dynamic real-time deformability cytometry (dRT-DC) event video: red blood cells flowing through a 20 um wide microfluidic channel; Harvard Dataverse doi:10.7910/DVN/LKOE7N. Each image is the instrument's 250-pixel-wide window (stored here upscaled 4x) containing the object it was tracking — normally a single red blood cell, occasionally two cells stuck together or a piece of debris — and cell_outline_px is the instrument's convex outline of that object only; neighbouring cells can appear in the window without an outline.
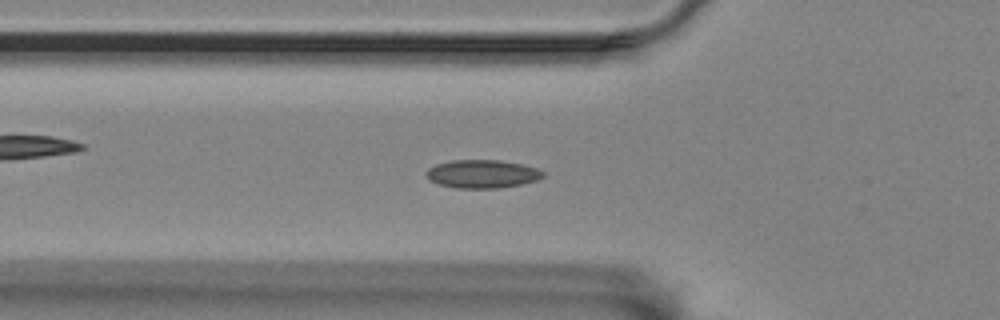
{"species": "Egyptian fruit bat (a non-hibernating species)", "species_latin": "Rousettus aegyptiacus", "temperature_condition": "room temperature", "stored_images_in_passage": 40, "camera_frame_rate_fps": 3000, "um_per_image_px": 0.085, "animal": {"sex": "female"}, "frame": {"image": 1, "passage_image": 5, "time_ms": 1.333, "image_size_px": [1000, 320], "cell_outline_px": [[544, 176], [536, 180], [520, 184], [500, 188], [456, 188], [440, 184], [432, 180], [424, 172], [428, 168], [436, 164], [452, 160], [500, 160], [520, 164], [536, 168], [544, 172]], "centroid_in_image_um": [40.99, 14.78], "position_along_channel_um": 84.8, "area_um2": 19.02}}
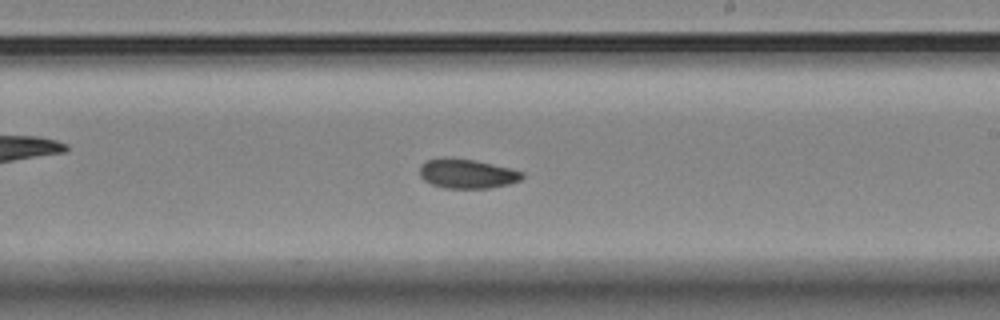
{"frame": {"image": 2, "passage_image": 19, "time_ms": 6.0, "image_size_px": [1000, 320], "cell_outline_px": [[524, 176], [520, 180], [508, 184], [488, 188], [444, 188], [432, 184], [424, 180], [420, 176], [420, 164], [428, 160], [444, 156], [448, 156], [476, 160], [524, 172]], "centroid_in_image_um": [39.66, 14.74], "position_along_channel_um": 249.3, "area_um2": 17.69}}
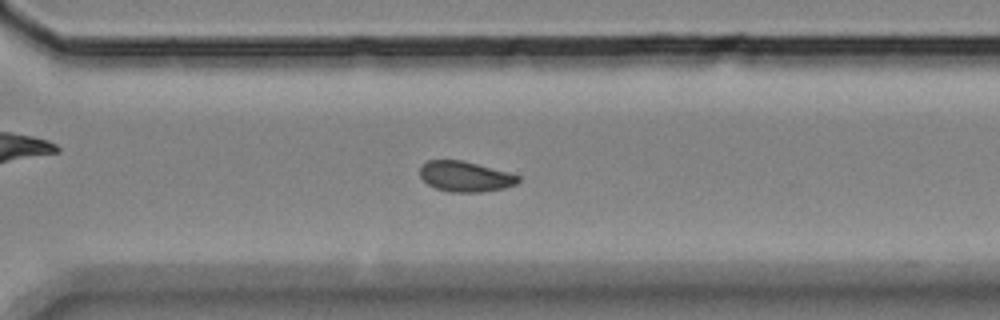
{"frame": {"image": 3, "passage_image": 26, "time_ms": 8.333, "image_size_px": [1000, 320], "cell_outline_px": [[520, 180], [516, 184], [504, 188], [480, 192], [452, 192], [436, 188], [428, 184], [420, 176], [420, 164], [428, 160], [460, 160], [508, 172], [520, 176]], "centroid_in_image_um": [39.53, 15.0], "position_along_channel_um": 331.1, "area_um2": 17.28}}